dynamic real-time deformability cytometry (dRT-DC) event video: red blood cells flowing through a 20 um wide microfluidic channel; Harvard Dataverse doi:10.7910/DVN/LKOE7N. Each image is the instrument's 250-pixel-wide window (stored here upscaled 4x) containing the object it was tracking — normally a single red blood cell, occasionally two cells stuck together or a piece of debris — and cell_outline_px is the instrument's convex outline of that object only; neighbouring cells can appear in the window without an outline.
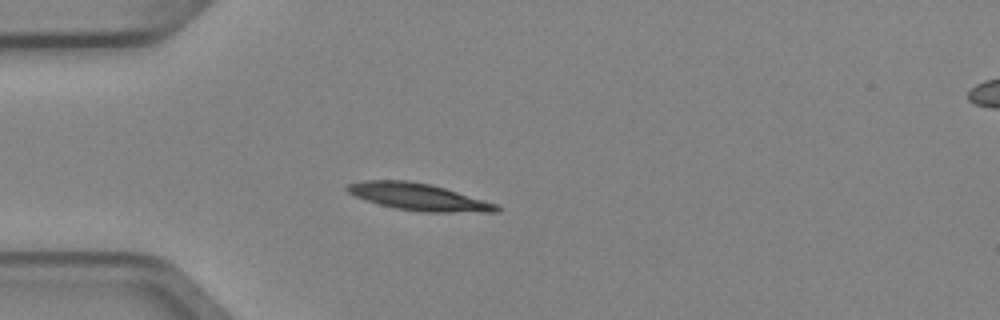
{"species": "Egyptian fruit bat (a non-hibernating species)", "species_latin": "Rousettus aegyptiacus", "temperature_condition": "cold", "stored_images_in_passage": 5, "camera_frame_rate_fps": 3000, "um_per_image_px": 0.085, "animal": {"sex": "female"}, "frame": {"image": 1, "passage_image": 4, "time_ms": 1.0, "image_size_px": [1000, 320], "cell_outline_px": [[500, 212], [420, 212], [396, 208], [364, 200], [348, 192], [344, 188], [348, 184], [364, 180], [408, 180], [432, 184], [496, 204], [500, 208]], "centroid_in_image_um": [35.55, 16.73], "position_along_channel_um": 49.5, "area_um2": 23.41}}